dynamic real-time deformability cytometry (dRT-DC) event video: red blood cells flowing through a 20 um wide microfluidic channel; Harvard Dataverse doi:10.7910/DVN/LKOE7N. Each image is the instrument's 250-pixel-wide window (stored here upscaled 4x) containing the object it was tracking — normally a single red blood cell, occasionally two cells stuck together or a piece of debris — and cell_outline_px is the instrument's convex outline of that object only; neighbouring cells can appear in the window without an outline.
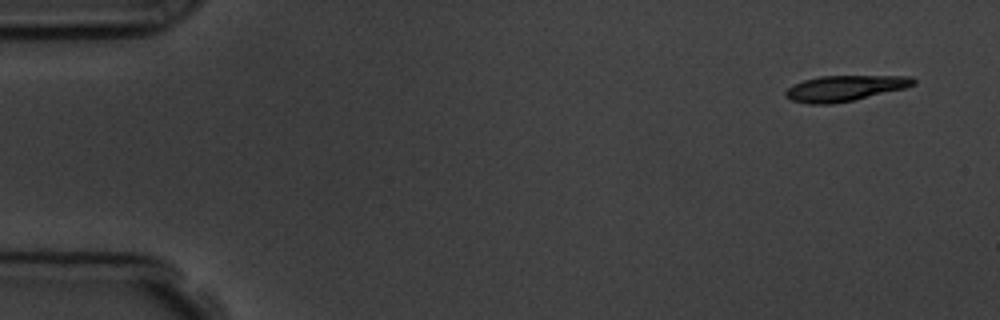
{"species": "common noctule bat (a hibernating species)", "species_latin": "Nyctalus noctula", "temperature_condition": "room temperature", "stored_images_in_passage": 9, "camera_frame_rate_fps": 3000, "um_per_image_px": 0.085, "animal": {"sex": "male", "body_mass_g": 19.5, "forearm_length_mm": 54.6}, "frame": {"image": 1, "passage_image": 1, "time_ms": 0.0, "image_size_px": [1000, 320], "cell_outline_px": [[916, 84], [904, 88], [852, 100], [832, 104], [808, 104], [792, 100], [784, 96], [784, 92], [792, 84], [804, 80], [820, 76], [912, 76], [916, 80]], "centroid_in_image_um": [71.77, 7.49], "position_along_channel_um": 13.2, "area_um2": 19.02}}
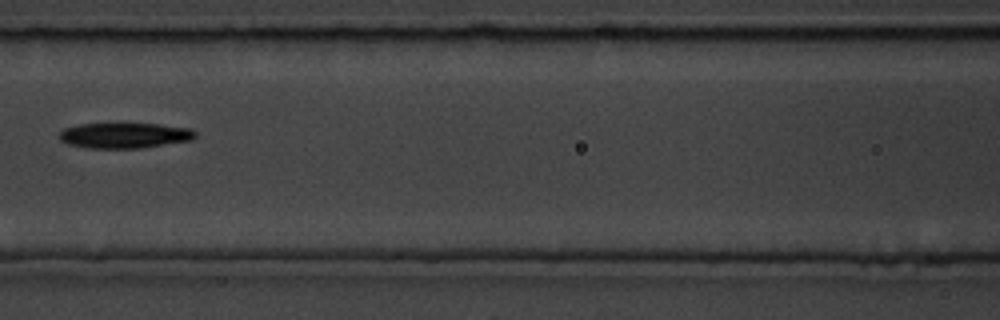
{"frame": {"image": 2, "passage_image": 7, "time_ms": 7.0, "image_size_px": [1000, 320], "cell_outline_px": [[196, 136], [192, 140], [140, 148], [88, 148], [68, 144], [60, 140], [60, 132], [64, 128], [80, 124], [120, 120], [160, 124], [192, 128], [196, 132]], "centroid_in_image_um": [10.59, 11.45], "position_along_channel_um": 156.0, "area_um2": 21.27}}